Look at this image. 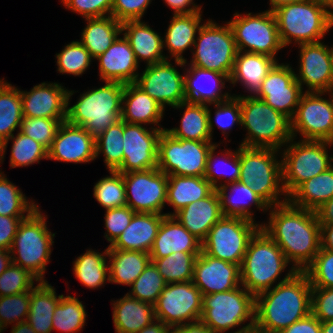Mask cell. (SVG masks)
Returning <instances> with one entry per match:
<instances>
[{"label": "cell", "mask_w": 333, "mask_h": 333, "mask_svg": "<svg viewBox=\"0 0 333 333\" xmlns=\"http://www.w3.org/2000/svg\"><path fill=\"white\" fill-rule=\"evenodd\" d=\"M260 228L279 246L296 271H304L321 248L320 224L315 211L289 201L269 207Z\"/></svg>", "instance_id": "1"}, {"label": "cell", "mask_w": 333, "mask_h": 333, "mask_svg": "<svg viewBox=\"0 0 333 333\" xmlns=\"http://www.w3.org/2000/svg\"><path fill=\"white\" fill-rule=\"evenodd\" d=\"M312 286L304 271L255 296V326L279 333L311 313Z\"/></svg>", "instance_id": "2"}, {"label": "cell", "mask_w": 333, "mask_h": 333, "mask_svg": "<svg viewBox=\"0 0 333 333\" xmlns=\"http://www.w3.org/2000/svg\"><path fill=\"white\" fill-rule=\"evenodd\" d=\"M285 270L286 275L280 277ZM295 272L279 246L260 228L250 239L240 265L241 285L255 297Z\"/></svg>", "instance_id": "3"}, {"label": "cell", "mask_w": 333, "mask_h": 333, "mask_svg": "<svg viewBox=\"0 0 333 333\" xmlns=\"http://www.w3.org/2000/svg\"><path fill=\"white\" fill-rule=\"evenodd\" d=\"M104 83L100 87L85 90L72 106V97L78 90L69 89L67 94L66 121L84 127L94 138L120 120L121 116L125 84L109 81Z\"/></svg>", "instance_id": "4"}, {"label": "cell", "mask_w": 333, "mask_h": 333, "mask_svg": "<svg viewBox=\"0 0 333 333\" xmlns=\"http://www.w3.org/2000/svg\"><path fill=\"white\" fill-rule=\"evenodd\" d=\"M239 161V181L249 185L269 207L288 201L280 150L239 145Z\"/></svg>", "instance_id": "5"}, {"label": "cell", "mask_w": 333, "mask_h": 333, "mask_svg": "<svg viewBox=\"0 0 333 333\" xmlns=\"http://www.w3.org/2000/svg\"><path fill=\"white\" fill-rule=\"evenodd\" d=\"M272 13L284 48L320 42L333 28V14L315 0L292 2Z\"/></svg>", "instance_id": "6"}, {"label": "cell", "mask_w": 333, "mask_h": 333, "mask_svg": "<svg viewBox=\"0 0 333 333\" xmlns=\"http://www.w3.org/2000/svg\"><path fill=\"white\" fill-rule=\"evenodd\" d=\"M232 95L240 97V127L246 130L239 145L281 150L292 138L291 120L284 114L255 96L241 93Z\"/></svg>", "instance_id": "7"}, {"label": "cell", "mask_w": 333, "mask_h": 333, "mask_svg": "<svg viewBox=\"0 0 333 333\" xmlns=\"http://www.w3.org/2000/svg\"><path fill=\"white\" fill-rule=\"evenodd\" d=\"M40 207L20 223L10 253L12 263L28 270L39 281H47L44 275L51 260L56 232L49 231V217Z\"/></svg>", "instance_id": "8"}, {"label": "cell", "mask_w": 333, "mask_h": 333, "mask_svg": "<svg viewBox=\"0 0 333 333\" xmlns=\"http://www.w3.org/2000/svg\"><path fill=\"white\" fill-rule=\"evenodd\" d=\"M254 309L255 297L241 285L226 292L204 295L200 321L213 333H229L239 326L230 333H242L255 326Z\"/></svg>", "instance_id": "9"}, {"label": "cell", "mask_w": 333, "mask_h": 333, "mask_svg": "<svg viewBox=\"0 0 333 333\" xmlns=\"http://www.w3.org/2000/svg\"><path fill=\"white\" fill-rule=\"evenodd\" d=\"M291 138L280 150L283 187L289 196L300 184L332 166L329 141Z\"/></svg>", "instance_id": "10"}, {"label": "cell", "mask_w": 333, "mask_h": 333, "mask_svg": "<svg viewBox=\"0 0 333 333\" xmlns=\"http://www.w3.org/2000/svg\"><path fill=\"white\" fill-rule=\"evenodd\" d=\"M219 24L212 18L204 21L196 36L192 59L185 66L216 71L230 78L238 50L228 22Z\"/></svg>", "instance_id": "11"}, {"label": "cell", "mask_w": 333, "mask_h": 333, "mask_svg": "<svg viewBox=\"0 0 333 333\" xmlns=\"http://www.w3.org/2000/svg\"><path fill=\"white\" fill-rule=\"evenodd\" d=\"M217 143L177 139L163 130L158 142L157 168L166 175L204 177L208 153Z\"/></svg>", "instance_id": "12"}, {"label": "cell", "mask_w": 333, "mask_h": 333, "mask_svg": "<svg viewBox=\"0 0 333 333\" xmlns=\"http://www.w3.org/2000/svg\"><path fill=\"white\" fill-rule=\"evenodd\" d=\"M228 21L238 51L265 54L275 58L284 47L280 41L275 16L267 9L252 12L234 13Z\"/></svg>", "instance_id": "13"}, {"label": "cell", "mask_w": 333, "mask_h": 333, "mask_svg": "<svg viewBox=\"0 0 333 333\" xmlns=\"http://www.w3.org/2000/svg\"><path fill=\"white\" fill-rule=\"evenodd\" d=\"M260 223L239 217H222L202 241V251L240 266L250 239L260 229Z\"/></svg>", "instance_id": "14"}, {"label": "cell", "mask_w": 333, "mask_h": 333, "mask_svg": "<svg viewBox=\"0 0 333 333\" xmlns=\"http://www.w3.org/2000/svg\"><path fill=\"white\" fill-rule=\"evenodd\" d=\"M291 133L296 140L299 135L301 140L330 141L333 138V92H304L291 119Z\"/></svg>", "instance_id": "15"}, {"label": "cell", "mask_w": 333, "mask_h": 333, "mask_svg": "<svg viewBox=\"0 0 333 333\" xmlns=\"http://www.w3.org/2000/svg\"><path fill=\"white\" fill-rule=\"evenodd\" d=\"M203 295L192 281L169 283L154 305L155 317L170 329L200 321Z\"/></svg>", "instance_id": "16"}, {"label": "cell", "mask_w": 333, "mask_h": 333, "mask_svg": "<svg viewBox=\"0 0 333 333\" xmlns=\"http://www.w3.org/2000/svg\"><path fill=\"white\" fill-rule=\"evenodd\" d=\"M165 60L160 63L146 65L139 72L135 84L140 87L151 98L156 100L165 110L175 107L186 101L185 97V62ZM174 64V65H173ZM177 66L183 69L181 71Z\"/></svg>", "instance_id": "17"}, {"label": "cell", "mask_w": 333, "mask_h": 333, "mask_svg": "<svg viewBox=\"0 0 333 333\" xmlns=\"http://www.w3.org/2000/svg\"><path fill=\"white\" fill-rule=\"evenodd\" d=\"M126 204L135 213L165 215L168 175L158 168L123 173Z\"/></svg>", "instance_id": "18"}, {"label": "cell", "mask_w": 333, "mask_h": 333, "mask_svg": "<svg viewBox=\"0 0 333 333\" xmlns=\"http://www.w3.org/2000/svg\"><path fill=\"white\" fill-rule=\"evenodd\" d=\"M298 49L295 76L303 91L333 92L332 45L320 41L300 44Z\"/></svg>", "instance_id": "19"}, {"label": "cell", "mask_w": 333, "mask_h": 333, "mask_svg": "<svg viewBox=\"0 0 333 333\" xmlns=\"http://www.w3.org/2000/svg\"><path fill=\"white\" fill-rule=\"evenodd\" d=\"M294 70L290 63L277 62L254 95L290 120L305 92L297 82Z\"/></svg>", "instance_id": "20"}, {"label": "cell", "mask_w": 333, "mask_h": 333, "mask_svg": "<svg viewBox=\"0 0 333 333\" xmlns=\"http://www.w3.org/2000/svg\"><path fill=\"white\" fill-rule=\"evenodd\" d=\"M163 130L124 122L123 163L116 171L123 174L157 168L158 142Z\"/></svg>", "instance_id": "21"}, {"label": "cell", "mask_w": 333, "mask_h": 333, "mask_svg": "<svg viewBox=\"0 0 333 333\" xmlns=\"http://www.w3.org/2000/svg\"><path fill=\"white\" fill-rule=\"evenodd\" d=\"M95 146V138L84 127L64 121L48 149L47 160L89 164L96 160Z\"/></svg>", "instance_id": "22"}, {"label": "cell", "mask_w": 333, "mask_h": 333, "mask_svg": "<svg viewBox=\"0 0 333 333\" xmlns=\"http://www.w3.org/2000/svg\"><path fill=\"white\" fill-rule=\"evenodd\" d=\"M192 282L203 296L226 292L241 286L240 266L201 251L195 261Z\"/></svg>", "instance_id": "23"}, {"label": "cell", "mask_w": 333, "mask_h": 333, "mask_svg": "<svg viewBox=\"0 0 333 333\" xmlns=\"http://www.w3.org/2000/svg\"><path fill=\"white\" fill-rule=\"evenodd\" d=\"M68 89L59 82H42L20 89L24 117L66 119Z\"/></svg>", "instance_id": "24"}, {"label": "cell", "mask_w": 333, "mask_h": 333, "mask_svg": "<svg viewBox=\"0 0 333 333\" xmlns=\"http://www.w3.org/2000/svg\"><path fill=\"white\" fill-rule=\"evenodd\" d=\"M121 35L106 52L94 59V61H98V76L102 82L129 84L135 83L137 80L140 65L128 40L123 34Z\"/></svg>", "instance_id": "25"}, {"label": "cell", "mask_w": 333, "mask_h": 333, "mask_svg": "<svg viewBox=\"0 0 333 333\" xmlns=\"http://www.w3.org/2000/svg\"><path fill=\"white\" fill-rule=\"evenodd\" d=\"M229 78L216 71L207 69L185 66V97L186 101L203 104H213L228 99L232 92L223 89Z\"/></svg>", "instance_id": "26"}, {"label": "cell", "mask_w": 333, "mask_h": 333, "mask_svg": "<svg viewBox=\"0 0 333 333\" xmlns=\"http://www.w3.org/2000/svg\"><path fill=\"white\" fill-rule=\"evenodd\" d=\"M164 115L165 109L135 83L124 85L120 119L126 123L166 129L161 125Z\"/></svg>", "instance_id": "27"}, {"label": "cell", "mask_w": 333, "mask_h": 333, "mask_svg": "<svg viewBox=\"0 0 333 333\" xmlns=\"http://www.w3.org/2000/svg\"><path fill=\"white\" fill-rule=\"evenodd\" d=\"M202 13L172 15L163 36V49L169 54L166 53L167 60L187 61L183 55L187 49L192 52L198 30L204 23Z\"/></svg>", "instance_id": "28"}, {"label": "cell", "mask_w": 333, "mask_h": 333, "mask_svg": "<svg viewBox=\"0 0 333 333\" xmlns=\"http://www.w3.org/2000/svg\"><path fill=\"white\" fill-rule=\"evenodd\" d=\"M202 242L174 216H165L149 252L150 258H164L175 252L201 253Z\"/></svg>", "instance_id": "29"}, {"label": "cell", "mask_w": 333, "mask_h": 333, "mask_svg": "<svg viewBox=\"0 0 333 333\" xmlns=\"http://www.w3.org/2000/svg\"><path fill=\"white\" fill-rule=\"evenodd\" d=\"M122 34L128 40L135 57L140 64L163 62L166 55L163 49V36L143 20H130L122 23Z\"/></svg>", "instance_id": "30"}, {"label": "cell", "mask_w": 333, "mask_h": 333, "mask_svg": "<svg viewBox=\"0 0 333 333\" xmlns=\"http://www.w3.org/2000/svg\"><path fill=\"white\" fill-rule=\"evenodd\" d=\"M173 216L202 242L212 226L223 217L217 190L206 198L188 204Z\"/></svg>", "instance_id": "31"}, {"label": "cell", "mask_w": 333, "mask_h": 333, "mask_svg": "<svg viewBox=\"0 0 333 333\" xmlns=\"http://www.w3.org/2000/svg\"><path fill=\"white\" fill-rule=\"evenodd\" d=\"M277 62L275 58L265 54L238 51L229 78L231 90L239 83L240 86H243L244 93L247 92L249 96H254L268 72Z\"/></svg>", "instance_id": "32"}, {"label": "cell", "mask_w": 333, "mask_h": 333, "mask_svg": "<svg viewBox=\"0 0 333 333\" xmlns=\"http://www.w3.org/2000/svg\"><path fill=\"white\" fill-rule=\"evenodd\" d=\"M220 201L223 217H239L256 222L255 210L266 213L269 206L251 189L241 181L227 183L216 189ZM254 211V212H253Z\"/></svg>", "instance_id": "33"}, {"label": "cell", "mask_w": 333, "mask_h": 333, "mask_svg": "<svg viewBox=\"0 0 333 333\" xmlns=\"http://www.w3.org/2000/svg\"><path fill=\"white\" fill-rule=\"evenodd\" d=\"M165 216L156 213H135L128 227L108 249L149 253Z\"/></svg>", "instance_id": "34"}, {"label": "cell", "mask_w": 333, "mask_h": 333, "mask_svg": "<svg viewBox=\"0 0 333 333\" xmlns=\"http://www.w3.org/2000/svg\"><path fill=\"white\" fill-rule=\"evenodd\" d=\"M111 301L115 333H137L156 320L153 305L139 301L128 293Z\"/></svg>", "instance_id": "35"}, {"label": "cell", "mask_w": 333, "mask_h": 333, "mask_svg": "<svg viewBox=\"0 0 333 333\" xmlns=\"http://www.w3.org/2000/svg\"><path fill=\"white\" fill-rule=\"evenodd\" d=\"M214 190L204 177L168 175L166 205L171 206L173 212H165V215L173 216L188 204L206 198Z\"/></svg>", "instance_id": "36"}, {"label": "cell", "mask_w": 333, "mask_h": 333, "mask_svg": "<svg viewBox=\"0 0 333 333\" xmlns=\"http://www.w3.org/2000/svg\"><path fill=\"white\" fill-rule=\"evenodd\" d=\"M62 295H57L56 288L48 281L38 282L30 291V307L26 321L36 333L53 332L54 310Z\"/></svg>", "instance_id": "37"}, {"label": "cell", "mask_w": 333, "mask_h": 333, "mask_svg": "<svg viewBox=\"0 0 333 333\" xmlns=\"http://www.w3.org/2000/svg\"><path fill=\"white\" fill-rule=\"evenodd\" d=\"M174 110H183L179 127L165 130L177 139L194 141H212L208 122V104L181 102L172 107Z\"/></svg>", "instance_id": "38"}, {"label": "cell", "mask_w": 333, "mask_h": 333, "mask_svg": "<svg viewBox=\"0 0 333 333\" xmlns=\"http://www.w3.org/2000/svg\"><path fill=\"white\" fill-rule=\"evenodd\" d=\"M86 26L81 30L78 40L93 59L107 51L122 34V23L114 17L86 18Z\"/></svg>", "instance_id": "39"}, {"label": "cell", "mask_w": 333, "mask_h": 333, "mask_svg": "<svg viewBox=\"0 0 333 333\" xmlns=\"http://www.w3.org/2000/svg\"><path fill=\"white\" fill-rule=\"evenodd\" d=\"M109 283L130 287L151 261L142 251L108 249Z\"/></svg>", "instance_id": "40"}, {"label": "cell", "mask_w": 333, "mask_h": 333, "mask_svg": "<svg viewBox=\"0 0 333 333\" xmlns=\"http://www.w3.org/2000/svg\"><path fill=\"white\" fill-rule=\"evenodd\" d=\"M72 263L75 278L87 289L96 290L109 283L108 246L101 253L88 248Z\"/></svg>", "instance_id": "41"}, {"label": "cell", "mask_w": 333, "mask_h": 333, "mask_svg": "<svg viewBox=\"0 0 333 333\" xmlns=\"http://www.w3.org/2000/svg\"><path fill=\"white\" fill-rule=\"evenodd\" d=\"M333 197V165L326 171L300 184L288 201L299 208L315 211Z\"/></svg>", "instance_id": "42"}, {"label": "cell", "mask_w": 333, "mask_h": 333, "mask_svg": "<svg viewBox=\"0 0 333 333\" xmlns=\"http://www.w3.org/2000/svg\"><path fill=\"white\" fill-rule=\"evenodd\" d=\"M220 144V142L215 144L209 151L204 175L215 190L227 183L239 181L240 177L239 145L236 150L224 148L220 150L221 152H216L221 148Z\"/></svg>", "instance_id": "43"}, {"label": "cell", "mask_w": 333, "mask_h": 333, "mask_svg": "<svg viewBox=\"0 0 333 333\" xmlns=\"http://www.w3.org/2000/svg\"><path fill=\"white\" fill-rule=\"evenodd\" d=\"M4 79L0 78V146L20 130L24 117L20 88Z\"/></svg>", "instance_id": "44"}, {"label": "cell", "mask_w": 333, "mask_h": 333, "mask_svg": "<svg viewBox=\"0 0 333 333\" xmlns=\"http://www.w3.org/2000/svg\"><path fill=\"white\" fill-rule=\"evenodd\" d=\"M11 141L10 168L26 167L39 164L41 160L48 159V150L39 142L17 131L0 146V165L5 160L8 143Z\"/></svg>", "instance_id": "45"}, {"label": "cell", "mask_w": 333, "mask_h": 333, "mask_svg": "<svg viewBox=\"0 0 333 333\" xmlns=\"http://www.w3.org/2000/svg\"><path fill=\"white\" fill-rule=\"evenodd\" d=\"M86 305L73 295H62L55 307L52 319L54 331L61 333H80L87 320Z\"/></svg>", "instance_id": "46"}, {"label": "cell", "mask_w": 333, "mask_h": 333, "mask_svg": "<svg viewBox=\"0 0 333 333\" xmlns=\"http://www.w3.org/2000/svg\"><path fill=\"white\" fill-rule=\"evenodd\" d=\"M23 194L0 168V215L9 217H28L39 207L34 199ZM26 214V215H25Z\"/></svg>", "instance_id": "47"}, {"label": "cell", "mask_w": 333, "mask_h": 333, "mask_svg": "<svg viewBox=\"0 0 333 333\" xmlns=\"http://www.w3.org/2000/svg\"><path fill=\"white\" fill-rule=\"evenodd\" d=\"M124 121L118 120L95 138L96 159L102 154L106 170L116 171L123 163Z\"/></svg>", "instance_id": "48"}, {"label": "cell", "mask_w": 333, "mask_h": 333, "mask_svg": "<svg viewBox=\"0 0 333 333\" xmlns=\"http://www.w3.org/2000/svg\"><path fill=\"white\" fill-rule=\"evenodd\" d=\"M200 253L175 252L164 258H151L167 284L192 281L194 265Z\"/></svg>", "instance_id": "49"}, {"label": "cell", "mask_w": 333, "mask_h": 333, "mask_svg": "<svg viewBox=\"0 0 333 333\" xmlns=\"http://www.w3.org/2000/svg\"><path fill=\"white\" fill-rule=\"evenodd\" d=\"M215 109L214 114H212V107ZM214 115V117L212 116ZM208 122L210 135L213 139L214 136V127L217 126L224 136V140L227 143V138L229 133L232 131V128L236 126H241V107H240V97L231 95L228 99L208 104Z\"/></svg>", "instance_id": "50"}, {"label": "cell", "mask_w": 333, "mask_h": 333, "mask_svg": "<svg viewBox=\"0 0 333 333\" xmlns=\"http://www.w3.org/2000/svg\"><path fill=\"white\" fill-rule=\"evenodd\" d=\"M93 187V197L105 210L127 206L125 183L122 173L109 170Z\"/></svg>", "instance_id": "51"}, {"label": "cell", "mask_w": 333, "mask_h": 333, "mask_svg": "<svg viewBox=\"0 0 333 333\" xmlns=\"http://www.w3.org/2000/svg\"><path fill=\"white\" fill-rule=\"evenodd\" d=\"M55 55L56 71L61 75L82 76L90 69L94 61L87 49L77 39L66 44L62 51Z\"/></svg>", "instance_id": "52"}, {"label": "cell", "mask_w": 333, "mask_h": 333, "mask_svg": "<svg viewBox=\"0 0 333 333\" xmlns=\"http://www.w3.org/2000/svg\"><path fill=\"white\" fill-rule=\"evenodd\" d=\"M166 284L154 263L150 261L127 293L139 301L154 306Z\"/></svg>", "instance_id": "53"}, {"label": "cell", "mask_w": 333, "mask_h": 333, "mask_svg": "<svg viewBox=\"0 0 333 333\" xmlns=\"http://www.w3.org/2000/svg\"><path fill=\"white\" fill-rule=\"evenodd\" d=\"M30 307V291L0 297V323L6 328L24 322Z\"/></svg>", "instance_id": "54"}, {"label": "cell", "mask_w": 333, "mask_h": 333, "mask_svg": "<svg viewBox=\"0 0 333 333\" xmlns=\"http://www.w3.org/2000/svg\"><path fill=\"white\" fill-rule=\"evenodd\" d=\"M38 282L28 270L11 262L0 275V297L31 291Z\"/></svg>", "instance_id": "55"}, {"label": "cell", "mask_w": 333, "mask_h": 333, "mask_svg": "<svg viewBox=\"0 0 333 333\" xmlns=\"http://www.w3.org/2000/svg\"><path fill=\"white\" fill-rule=\"evenodd\" d=\"M64 121L66 119L23 117L19 131L39 142L48 150L60 124Z\"/></svg>", "instance_id": "56"}, {"label": "cell", "mask_w": 333, "mask_h": 333, "mask_svg": "<svg viewBox=\"0 0 333 333\" xmlns=\"http://www.w3.org/2000/svg\"><path fill=\"white\" fill-rule=\"evenodd\" d=\"M304 272L312 287L333 288V251L320 248Z\"/></svg>", "instance_id": "57"}, {"label": "cell", "mask_w": 333, "mask_h": 333, "mask_svg": "<svg viewBox=\"0 0 333 333\" xmlns=\"http://www.w3.org/2000/svg\"><path fill=\"white\" fill-rule=\"evenodd\" d=\"M135 212L129 206L116 207L113 209L105 210L104 238L110 243L111 246L122 232L128 227Z\"/></svg>", "instance_id": "58"}, {"label": "cell", "mask_w": 333, "mask_h": 333, "mask_svg": "<svg viewBox=\"0 0 333 333\" xmlns=\"http://www.w3.org/2000/svg\"><path fill=\"white\" fill-rule=\"evenodd\" d=\"M64 8L86 18H100L111 15L113 0H60Z\"/></svg>", "instance_id": "59"}, {"label": "cell", "mask_w": 333, "mask_h": 333, "mask_svg": "<svg viewBox=\"0 0 333 333\" xmlns=\"http://www.w3.org/2000/svg\"><path fill=\"white\" fill-rule=\"evenodd\" d=\"M153 0H113L111 16L123 23L130 20H143Z\"/></svg>", "instance_id": "60"}, {"label": "cell", "mask_w": 333, "mask_h": 333, "mask_svg": "<svg viewBox=\"0 0 333 333\" xmlns=\"http://www.w3.org/2000/svg\"><path fill=\"white\" fill-rule=\"evenodd\" d=\"M311 313L320 322L333 320V288L312 287Z\"/></svg>", "instance_id": "61"}, {"label": "cell", "mask_w": 333, "mask_h": 333, "mask_svg": "<svg viewBox=\"0 0 333 333\" xmlns=\"http://www.w3.org/2000/svg\"><path fill=\"white\" fill-rule=\"evenodd\" d=\"M27 217H9L0 215V249L9 250L23 219Z\"/></svg>", "instance_id": "62"}, {"label": "cell", "mask_w": 333, "mask_h": 333, "mask_svg": "<svg viewBox=\"0 0 333 333\" xmlns=\"http://www.w3.org/2000/svg\"><path fill=\"white\" fill-rule=\"evenodd\" d=\"M279 333H321V322L310 313Z\"/></svg>", "instance_id": "63"}, {"label": "cell", "mask_w": 333, "mask_h": 333, "mask_svg": "<svg viewBox=\"0 0 333 333\" xmlns=\"http://www.w3.org/2000/svg\"><path fill=\"white\" fill-rule=\"evenodd\" d=\"M166 6L173 10V15L192 14L202 12V6L197 5L194 0H163Z\"/></svg>", "instance_id": "64"}, {"label": "cell", "mask_w": 333, "mask_h": 333, "mask_svg": "<svg viewBox=\"0 0 333 333\" xmlns=\"http://www.w3.org/2000/svg\"><path fill=\"white\" fill-rule=\"evenodd\" d=\"M319 224H333V197L315 210Z\"/></svg>", "instance_id": "65"}, {"label": "cell", "mask_w": 333, "mask_h": 333, "mask_svg": "<svg viewBox=\"0 0 333 333\" xmlns=\"http://www.w3.org/2000/svg\"><path fill=\"white\" fill-rule=\"evenodd\" d=\"M321 249L333 251V224H320Z\"/></svg>", "instance_id": "66"}, {"label": "cell", "mask_w": 333, "mask_h": 333, "mask_svg": "<svg viewBox=\"0 0 333 333\" xmlns=\"http://www.w3.org/2000/svg\"><path fill=\"white\" fill-rule=\"evenodd\" d=\"M177 333H213L201 321L186 323L173 328Z\"/></svg>", "instance_id": "67"}, {"label": "cell", "mask_w": 333, "mask_h": 333, "mask_svg": "<svg viewBox=\"0 0 333 333\" xmlns=\"http://www.w3.org/2000/svg\"><path fill=\"white\" fill-rule=\"evenodd\" d=\"M169 330L170 328L168 326L156 319L137 333H167Z\"/></svg>", "instance_id": "68"}, {"label": "cell", "mask_w": 333, "mask_h": 333, "mask_svg": "<svg viewBox=\"0 0 333 333\" xmlns=\"http://www.w3.org/2000/svg\"><path fill=\"white\" fill-rule=\"evenodd\" d=\"M11 253L9 250L0 249V275L7 269L11 264Z\"/></svg>", "instance_id": "69"}, {"label": "cell", "mask_w": 333, "mask_h": 333, "mask_svg": "<svg viewBox=\"0 0 333 333\" xmlns=\"http://www.w3.org/2000/svg\"><path fill=\"white\" fill-rule=\"evenodd\" d=\"M10 333H36L27 321L17 323L11 327Z\"/></svg>", "instance_id": "70"}, {"label": "cell", "mask_w": 333, "mask_h": 333, "mask_svg": "<svg viewBox=\"0 0 333 333\" xmlns=\"http://www.w3.org/2000/svg\"><path fill=\"white\" fill-rule=\"evenodd\" d=\"M297 1H300V0H269V7L267 10L270 11V12H273L274 10L284 6V5H287V4H290L292 2H297Z\"/></svg>", "instance_id": "71"}, {"label": "cell", "mask_w": 333, "mask_h": 333, "mask_svg": "<svg viewBox=\"0 0 333 333\" xmlns=\"http://www.w3.org/2000/svg\"><path fill=\"white\" fill-rule=\"evenodd\" d=\"M321 333H333V320L321 322Z\"/></svg>", "instance_id": "72"}, {"label": "cell", "mask_w": 333, "mask_h": 333, "mask_svg": "<svg viewBox=\"0 0 333 333\" xmlns=\"http://www.w3.org/2000/svg\"><path fill=\"white\" fill-rule=\"evenodd\" d=\"M320 5L326 7L333 14V0H315Z\"/></svg>", "instance_id": "73"}, {"label": "cell", "mask_w": 333, "mask_h": 333, "mask_svg": "<svg viewBox=\"0 0 333 333\" xmlns=\"http://www.w3.org/2000/svg\"><path fill=\"white\" fill-rule=\"evenodd\" d=\"M242 333H272V332L264 331V330L257 328L256 326H253V327L247 328Z\"/></svg>", "instance_id": "74"}, {"label": "cell", "mask_w": 333, "mask_h": 333, "mask_svg": "<svg viewBox=\"0 0 333 333\" xmlns=\"http://www.w3.org/2000/svg\"><path fill=\"white\" fill-rule=\"evenodd\" d=\"M331 147H333V138L329 141ZM332 165H333V154H332Z\"/></svg>", "instance_id": "75"}, {"label": "cell", "mask_w": 333, "mask_h": 333, "mask_svg": "<svg viewBox=\"0 0 333 333\" xmlns=\"http://www.w3.org/2000/svg\"><path fill=\"white\" fill-rule=\"evenodd\" d=\"M3 331H5V329L2 327V325L0 323V333H2Z\"/></svg>", "instance_id": "76"}, {"label": "cell", "mask_w": 333, "mask_h": 333, "mask_svg": "<svg viewBox=\"0 0 333 333\" xmlns=\"http://www.w3.org/2000/svg\"><path fill=\"white\" fill-rule=\"evenodd\" d=\"M167 333H177L174 329H170Z\"/></svg>", "instance_id": "77"}, {"label": "cell", "mask_w": 333, "mask_h": 333, "mask_svg": "<svg viewBox=\"0 0 333 333\" xmlns=\"http://www.w3.org/2000/svg\"><path fill=\"white\" fill-rule=\"evenodd\" d=\"M332 63H333V45H332Z\"/></svg>", "instance_id": "78"}]
</instances>
